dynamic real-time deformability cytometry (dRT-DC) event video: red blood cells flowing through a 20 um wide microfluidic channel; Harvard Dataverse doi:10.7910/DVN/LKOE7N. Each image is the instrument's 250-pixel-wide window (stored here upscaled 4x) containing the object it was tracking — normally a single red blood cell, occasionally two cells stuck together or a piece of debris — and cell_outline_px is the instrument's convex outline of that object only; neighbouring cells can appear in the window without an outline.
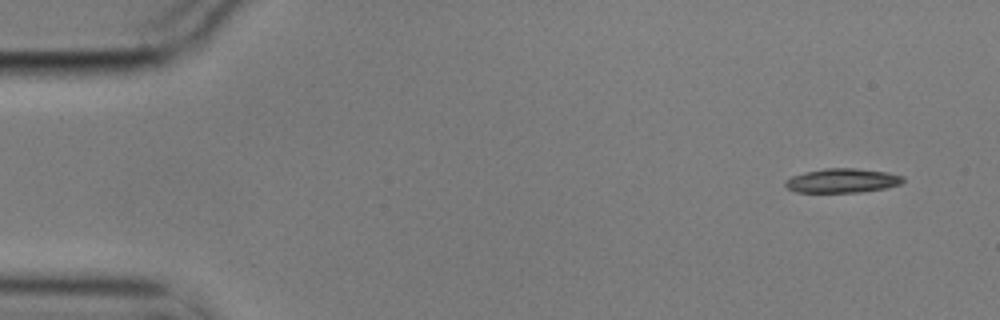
{"species": "common noctule bat (a hibernating species)", "species_latin": "Nyctalus noctula", "temperature_condition": "cold", "stored_images_in_passage": 5, "camera_frame_rate_fps": 3000, "um_per_image_px": 0.085, "animal": {"sex": "male", "body_mass_g": 17.9}, "frame": {"image": 1, "passage_image": 1, "time_ms": 0.0, "image_size_px": [1000, 320], "cell_outline_px": [[904, 180], [900, 184], [884, 188], [860, 192], [796, 192], [788, 188], [784, 184], [784, 180], [792, 176], [804, 172], [824, 168], [856, 168], [888, 172], [904, 176]], "centroid_in_image_um": [71.58, 15.34], "position_along_channel_um": 13.4, "area_um2": 16.65}}